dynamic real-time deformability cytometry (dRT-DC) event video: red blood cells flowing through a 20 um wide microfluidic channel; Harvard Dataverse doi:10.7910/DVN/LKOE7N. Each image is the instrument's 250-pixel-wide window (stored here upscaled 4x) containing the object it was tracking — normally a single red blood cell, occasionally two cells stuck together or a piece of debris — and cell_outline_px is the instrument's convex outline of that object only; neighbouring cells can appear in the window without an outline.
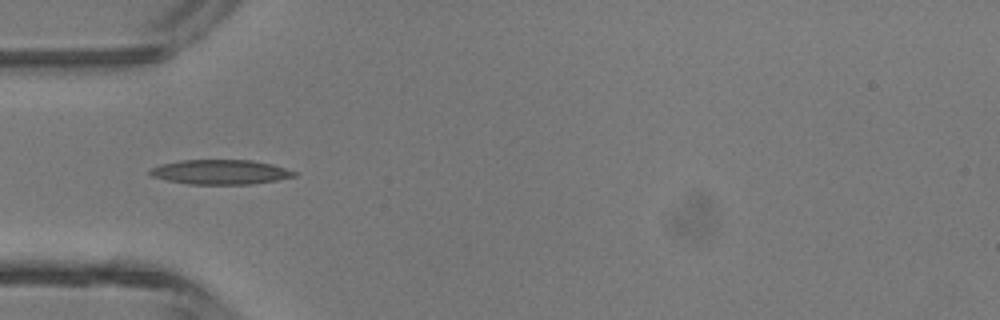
{"species": "common noctule bat (a hibernating species)", "species_latin": "Nyctalus noctula", "temperature_condition": "room temperature", "stored_images_in_passage": 2, "camera_frame_rate_fps": 3000, "um_per_image_px": 0.085, "animal": {"sex": "male", "body_mass_g": 13.3}, "frame": {"image": 1, "passage_image": 1, "time_ms": 0.0, "image_size_px": [1000, 320], "cell_outline_px": [[296, 176], [276, 180], [252, 184], [188, 184], [168, 180], [152, 176], [148, 172], [152, 168], [160, 164], [180, 160], [252, 160], [272, 164], [296, 172]], "centroid_in_image_um": [18.72, 14.62], "position_along_channel_um": 66.3, "area_um2": 20.58}}
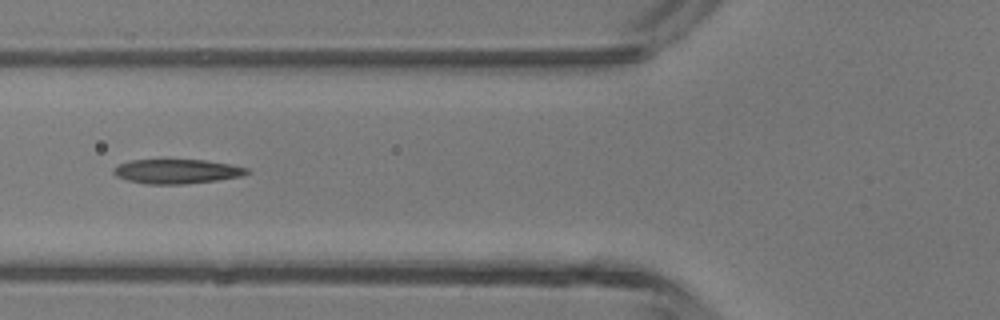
{"frame": {"image": 2, "passage_image": 2, "time_ms": 0.333, "image_size_px": [1000, 320], "cell_outline_px": [[252, 172], [240, 176], [216, 180], [184, 184], [148, 184], [128, 180], [116, 176], [112, 172], [112, 168], [128, 160], [204, 160], [228, 164], [248, 168]], "centroid_in_image_um": [15.0, 14.57], "position_along_channel_um": 110.8, "area_um2": 18.84}}